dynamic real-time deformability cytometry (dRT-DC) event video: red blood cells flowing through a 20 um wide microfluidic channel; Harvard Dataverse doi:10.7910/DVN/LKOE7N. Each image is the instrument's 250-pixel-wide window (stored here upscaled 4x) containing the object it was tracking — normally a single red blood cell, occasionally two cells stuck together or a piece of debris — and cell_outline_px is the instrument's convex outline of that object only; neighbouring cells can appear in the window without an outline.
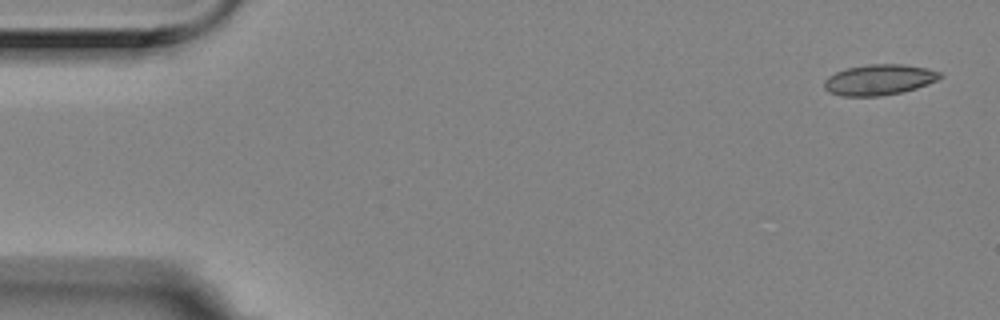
{"species": "Egyptian fruit bat (a non-hibernating species)", "species_latin": "Rousettus aegyptiacus", "temperature_condition": "room temperature", "stored_images_in_passage": 4, "camera_frame_rate_fps": 3000, "um_per_image_px": 0.085, "animal": {"sex": "female"}, "frame": {"image": 1, "passage_image": 1, "time_ms": 0.0, "image_size_px": [1000, 320], "cell_outline_px": [[944, 76], [928, 84], [916, 88], [900, 92], [880, 96], [840, 96], [828, 92], [824, 88], [824, 80], [828, 76], [836, 72], [848, 68], [868, 64], [904, 64], [928, 68], [940, 72]], "centroid_in_image_um": [74.72, 6.78], "position_along_channel_um": 10.3, "area_um2": 20.75}}